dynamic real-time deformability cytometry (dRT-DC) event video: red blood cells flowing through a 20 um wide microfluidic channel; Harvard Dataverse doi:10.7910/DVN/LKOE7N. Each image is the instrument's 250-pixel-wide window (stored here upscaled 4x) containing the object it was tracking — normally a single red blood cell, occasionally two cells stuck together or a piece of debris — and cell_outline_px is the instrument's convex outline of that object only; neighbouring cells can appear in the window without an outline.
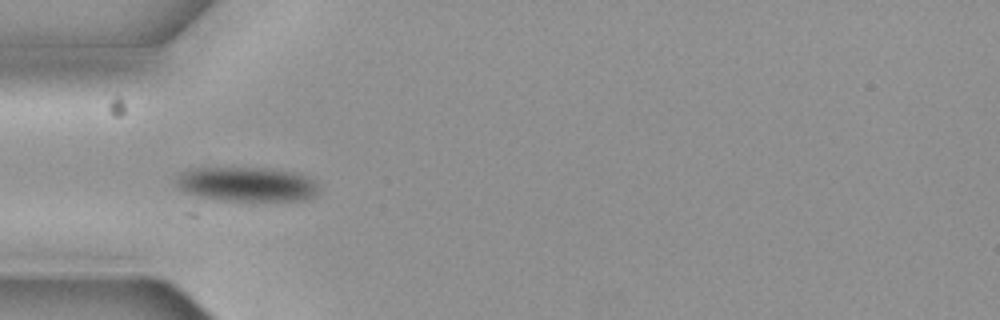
{"species": "common noctule bat (a hibernating species)", "species_latin": "Nyctalus noctula", "temperature_condition": "cold", "stored_images_in_passage": 5, "camera_frame_rate_fps": 3000, "um_per_image_px": 0.085, "animal": {"sex": "female", "body_mass_g": 19.3, "forearm_length_mm": 54.1}, "frame": {"image": 1, "passage_image": 5, "time_ms": 1.333, "image_size_px": [1000, 320], "cell_outline_px": [[320, 192], [316, 196], [304, 200], [224, 200], [200, 196], [184, 192], [176, 184], [176, 180], [184, 172], [192, 168], [268, 168], [296, 172], [308, 176], [316, 180], [320, 188]], "centroid_in_image_um": [21.09, 15.65], "position_along_channel_um": 63.9, "area_um2": 28.67}}